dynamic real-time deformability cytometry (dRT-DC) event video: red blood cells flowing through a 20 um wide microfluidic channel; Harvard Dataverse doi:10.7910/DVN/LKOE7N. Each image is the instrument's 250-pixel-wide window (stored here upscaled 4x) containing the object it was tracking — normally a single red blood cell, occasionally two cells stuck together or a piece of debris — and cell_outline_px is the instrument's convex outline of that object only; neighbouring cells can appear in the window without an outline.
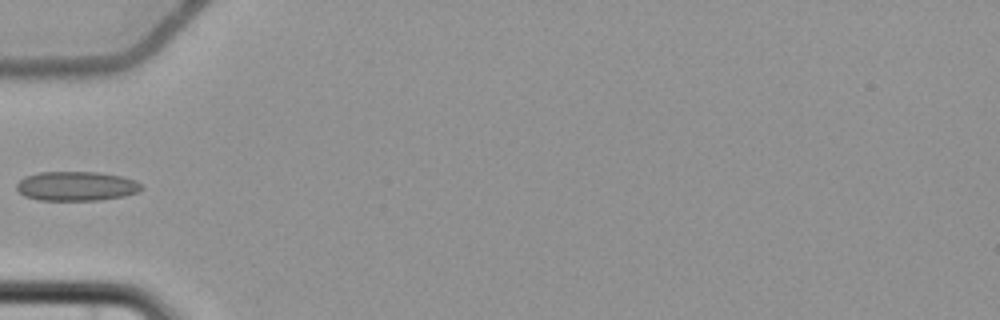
{"species": "common noctule bat (a hibernating species)", "species_latin": "Nyctalus noctula", "temperature_condition": "cold", "stored_images_in_passage": 4, "camera_frame_rate_fps": 3000, "um_per_image_px": 0.085, "animal": {"sex": "female", "body_mass_g": 22.7, "forearm_length_mm": 54.2}, "frame": {"image": 1, "passage_image": 3, "time_ms": 2.667, "image_size_px": [1000, 320], "cell_outline_px": [[140, 188], [136, 192], [124, 196], [100, 200], [36, 200], [24, 196], [16, 188], [16, 184], [24, 176], [40, 172], [100, 172], [124, 176], [136, 180], [140, 184]], "centroid_in_image_um": [6.46, 15.81], "position_along_channel_um": 78.5, "area_um2": 21.44}}
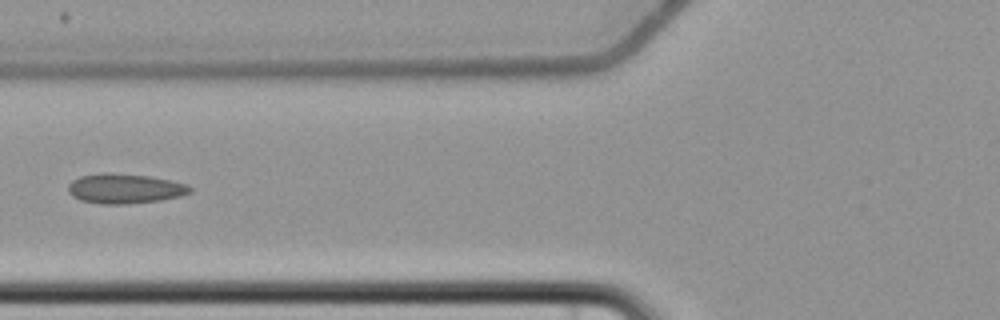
{"frame": {"image": 2, "passage_image": 4, "time_ms": 3.667, "image_size_px": [1000, 320], "cell_outline_px": [[192, 192], [180, 196], [160, 200], [128, 204], [100, 204], [80, 200], [72, 196], [68, 192], [68, 184], [72, 180], [80, 176], [100, 172], [108, 172], [148, 176], [172, 180], [188, 184], [192, 188]], "centroid_in_image_um": [10.6, 16.02], "position_along_channel_um": 115.2, "area_um2": 21.44}}